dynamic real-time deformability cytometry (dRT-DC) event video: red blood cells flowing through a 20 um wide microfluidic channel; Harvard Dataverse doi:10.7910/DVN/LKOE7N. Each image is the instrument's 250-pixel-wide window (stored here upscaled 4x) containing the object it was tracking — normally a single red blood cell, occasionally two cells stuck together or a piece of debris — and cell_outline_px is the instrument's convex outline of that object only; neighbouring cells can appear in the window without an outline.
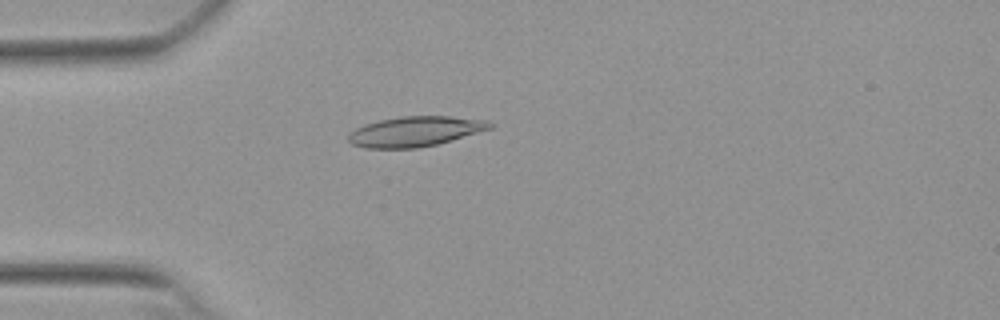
{"species": "Egyptian fruit bat (a non-hibernating species)", "species_latin": "Rousettus aegyptiacus", "temperature_condition": "warm", "stored_images_in_passage": 36, "camera_frame_rate_fps": 3000, "um_per_image_px": 0.085, "animal": {"sex": "female"}, "frame": {"image": 1, "passage_image": 5, "time_ms": 1.333, "image_size_px": [1000, 320], "cell_outline_px": [[496, 124], [492, 128], [436, 144], [416, 148], [364, 148], [352, 144], [348, 140], [348, 136], [356, 128], [364, 124], [380, 120], [400, 116], [448, 116], [488, 120]], "centroid_in_image_um": [35.3, 11.16], "position_along_channel_um": 49.7, "area_um2": 24.68}}
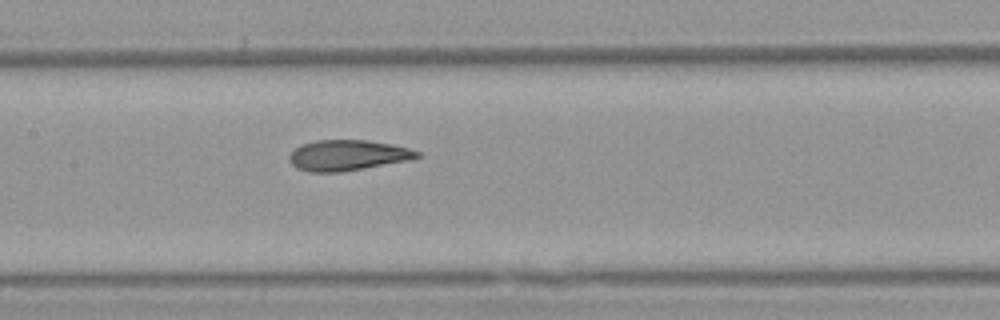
{"frame": {"image": 2, "passage_image": 16, "time_ms": 5.0, "image_size_px": [1000, 320], "cell_outline_px": [[420, 156], [412, 160], [340, 172], [308, 172], [296, 168], [292, 164], [288, 156], [300, 144], [316, 140], [368, 140], [392, 144], [408, 148], [420, 152]], "centroid_in_image_um": [29.55, 13.2], "position_along_channel_um": 177.8, "area_um2": 22.89}}
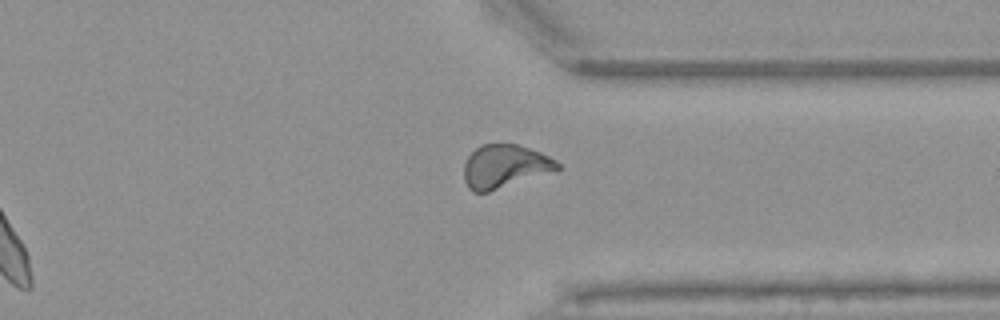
{"frame": {"image": 3, "passage_image": 31, "time_ms": 10.0, "image_size_px": [1000, 320], "cell_outline_px": [[560, 168], [556, 172], [488, 192], [472, 192], [468, 188], [464, 180], [464, 164], [468, 156], [480, 144], [516, 144], [540, 152], [556, 160], [560, 164]], "centroid_in_image_um": [42.92, 14.16], "position_along_channel_um": 368.5, "area_um2": 23.87}, "authors_computed_cell_mechanics": {"area_um2": 23.2934, "velocity_mm_per_s": 3.8352, "shape_relaxation_time_tau1_ms": 6.0034, "shape_relaxation_time_tau2_ms": 1.5234, "deformation_change_tau1": 0.1904, "deformation_change_tau2": 0.0662}}